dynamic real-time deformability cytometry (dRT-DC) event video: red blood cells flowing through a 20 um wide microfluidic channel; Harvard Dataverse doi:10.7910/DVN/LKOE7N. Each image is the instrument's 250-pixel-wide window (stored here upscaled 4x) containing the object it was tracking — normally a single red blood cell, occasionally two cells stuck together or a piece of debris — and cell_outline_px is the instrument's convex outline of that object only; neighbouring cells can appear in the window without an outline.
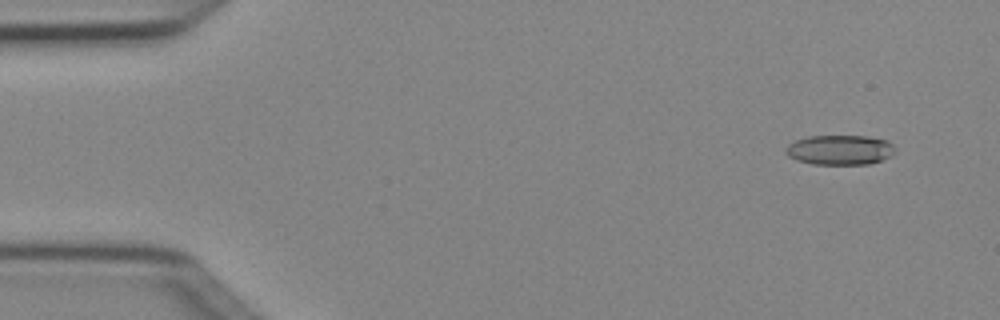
{"species": "Egyptian fruit bat (a non-hibernating species)", "species_latin": "Rousettus aegyptiacus", "temperature_condition": "cold", "stored_images_in_passage": 4, "camera_frame_rate_fps": 3000, "um_per_image_px": 0.085, "animal": {"sex": "female"}, "frame": {"image": 1, "passage_image": 1, "time_ms": 0.0, "image_size_px": [1000, 320], "cell_outline_px": [[896, 152], [892, 156], [868, 164], [812, 164], [796, 160], [788, 156], [784, 152], [784, 148], [788, 144], [796, 140], [808, 136], [868, 136], [888, 140], [896, 148]], "centroid_in_image_um": [71.39, 12.74], "position_along_channel_um": 13.6, "area_um2": 19.25}}